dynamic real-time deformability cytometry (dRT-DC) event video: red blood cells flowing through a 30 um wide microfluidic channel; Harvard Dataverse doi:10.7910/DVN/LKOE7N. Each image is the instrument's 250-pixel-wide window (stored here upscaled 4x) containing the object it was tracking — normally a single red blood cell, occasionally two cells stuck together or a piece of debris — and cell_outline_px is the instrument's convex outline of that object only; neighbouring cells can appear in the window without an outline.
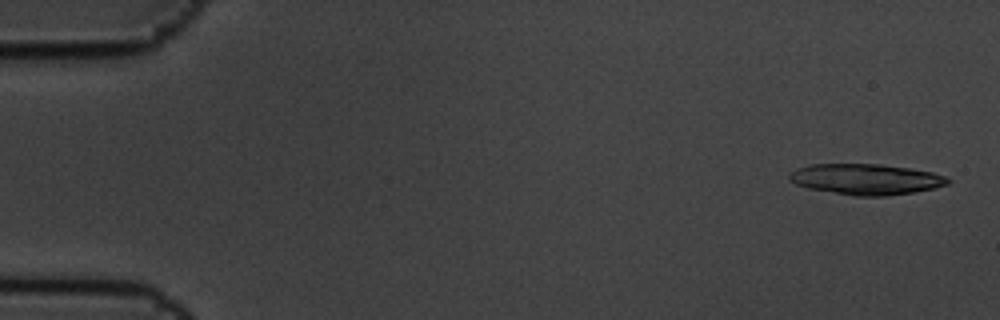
{"species": "common noctule bat (a hibernating species)", "species_latin": "Nyctalus noctula", "temperature_condition": "cold", "stored_images_in_passage": 5, "camera_frame_rate_fps": 3000, "um_per_image_px": 0.085, "animal": {"sex": "male", "body_mass_g": 19.5, "forearm_length_mm": 54.6}, "frame": {"image": 1, "passage_image": 1, "time_ms": 0.0, "image_size_px": [1000, 320], "cell_outline_px": [[952, 180], [948, 184], [932, 188], [912, 192], [884, 196], [856, 196], [808, 188], [796, 184], [788, 180], [788, 176], [796, 168], [812, 164], [880, 164], [908, 168], [932, 172], [944, 176]], "centroid_in_image_um": [73.58, 15.23], "position_along_channel_um": 11.4, "area_um2": 28.21}}